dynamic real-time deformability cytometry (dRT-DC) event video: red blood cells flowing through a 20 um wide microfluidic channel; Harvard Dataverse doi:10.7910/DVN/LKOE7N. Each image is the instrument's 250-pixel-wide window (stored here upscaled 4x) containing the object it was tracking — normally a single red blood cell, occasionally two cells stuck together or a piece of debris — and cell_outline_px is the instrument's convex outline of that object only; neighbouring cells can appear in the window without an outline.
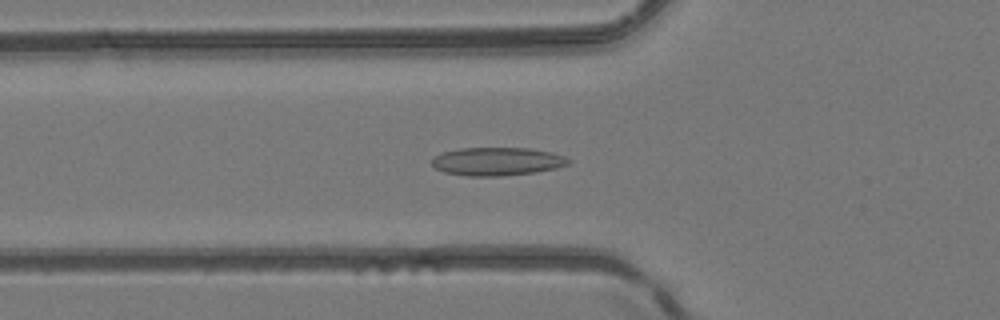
{"species": "common noctule bat (a hibernating species)", "species_latin": "Nyctalus noctula", "temperature_condition": "room temperature", "stored_images_in_passage": 18, "camera_frame_rate_fps": 3000, "um_per_image_px": 0.085, "animal": {"sex": "female", "body_mass_g": 24.6, "forearm_length_mm": 56.2}, "frame": {"image": 1, "passage_image": 13, "time_ms": 4.0, "image_size_px": [1000, 320], "cell_outline_px": [[572, 160], [568, 164], [556, 168], [536, 172], [500, 176], [468, 176], [444, 172], [436, 168], [432, 164], [432, 160], [440, 152], [460, 148], [528, 148], [552, 152], [564, 156]], "centroid_in_image_um": [42.26, 13.72], "position_along_channel_um": 83.5, "area_um2": 22.48}}
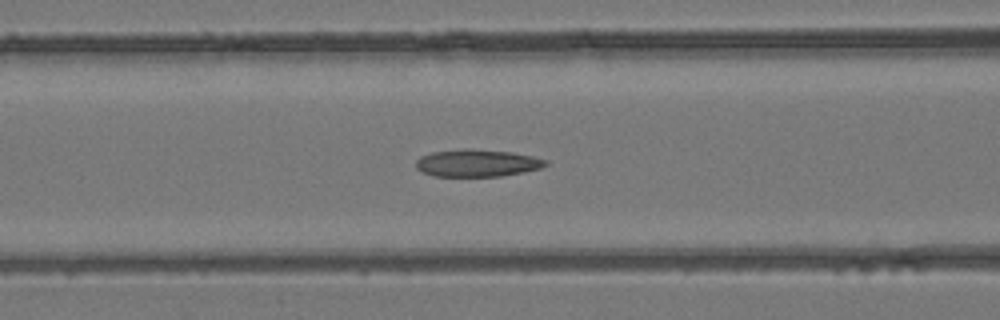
{"frame": {"image": 2, "passage_image": 16, "time_ms": 5.0, "image_size_px": [1000, 320], "cell_outline_px": [[548, 164], [540, 168], [524, 172], [500, 176], [432, 176], [416, 168], [416, 160], [420, 156], [432, 152], [464, 148], [472, 148], [512, 152], [532, 156], [548, 160]], "centroid_in_image_um": [40.55, 13.85], "position_along_channel_um": 126.0, "area_um2": 20.75}}